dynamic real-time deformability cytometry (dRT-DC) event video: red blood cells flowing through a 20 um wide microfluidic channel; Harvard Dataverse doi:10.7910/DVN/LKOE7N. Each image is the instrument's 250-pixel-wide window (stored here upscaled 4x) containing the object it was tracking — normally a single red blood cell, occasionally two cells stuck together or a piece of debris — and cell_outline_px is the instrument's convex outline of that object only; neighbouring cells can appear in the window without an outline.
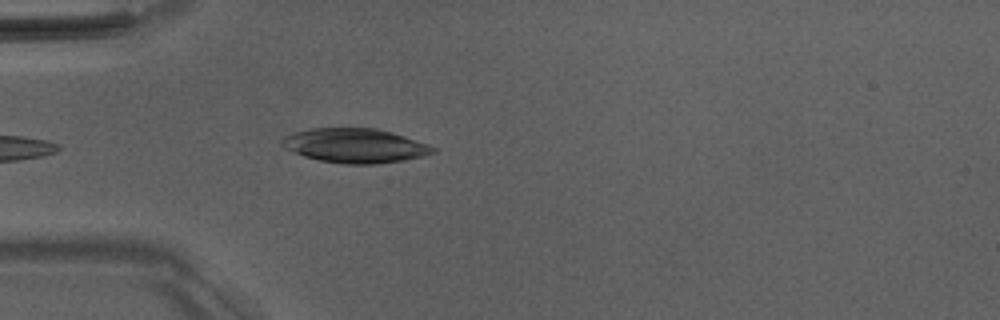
{"species": "Egyptian fruit bat (a non-hibernating species)", "species_latin": "Rousettus aegyptiacus", "temperature_condition": "room temperature", "stored_images_in_passage": 23, "camera_frame_rate_fps": 3000, "um_per_image_px": 0.085, "animal": {"sex": "male"}, "frame": {"image": 1, "passage_image": 1, "time_ms": 0.0, "image_size_px": [1000, 320], "cell_outline_px": [[436, 152], [424, 156], [404, 160], [376, 164], [344, 164], [320, 160], [304, 156], [284, 148], [280, 144], [280, 140], [284, 136], [296, 132], [312, 128], [376, 128], [392, 132], [428, 144], [436, 148]], "centroid_in_image_um": [30.18, 12.38], "position_along_channel_um": 54.8, "area_um2": 30.23}}